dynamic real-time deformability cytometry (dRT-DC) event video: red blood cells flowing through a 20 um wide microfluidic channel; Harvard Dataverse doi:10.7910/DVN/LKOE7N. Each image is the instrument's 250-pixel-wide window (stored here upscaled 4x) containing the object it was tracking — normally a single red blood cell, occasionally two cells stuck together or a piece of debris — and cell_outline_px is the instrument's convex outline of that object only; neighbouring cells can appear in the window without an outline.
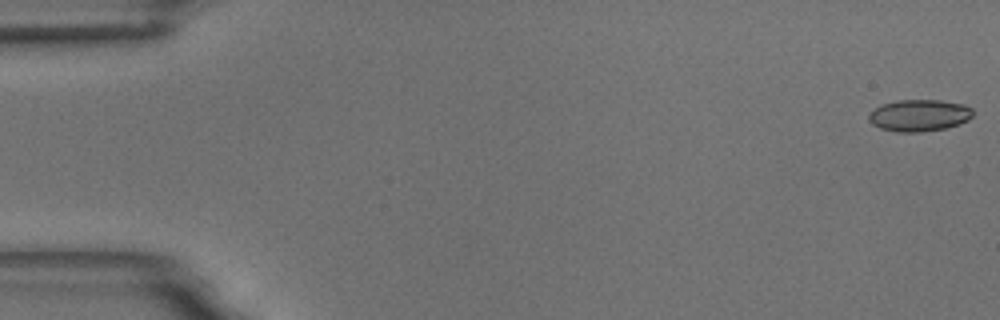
{"species": "common noctule bat (a hibernating species)", "species_latin": "Nyctalus noctula", "temperature_condition": "room temperature", "stored_images_in_passage": 59, "camera_frame_rate_fps": 3000, "um_per_image_px": 0.085, "animal": {"sex": "male", "body_mass_g": 18.8}, "frame": {"image": 1, "passage_image": 1, "time_ms": 0.0, "image_size_px": [1000, 320], "cell_outline_px": [[972, 116], [968, 120], [960, 124], [944, 128], [920, 132], [896, 132], [880, 128], [872, 124], [868, 120], [868, 116], [876, 108], [884, 104], [896, 100], [940, 100], [964, 104], [972, 108]], "centroid_in_image_um": [78.15, 9.81], "position_along_channel_um": 6.9, "area_um2": 19.25}}
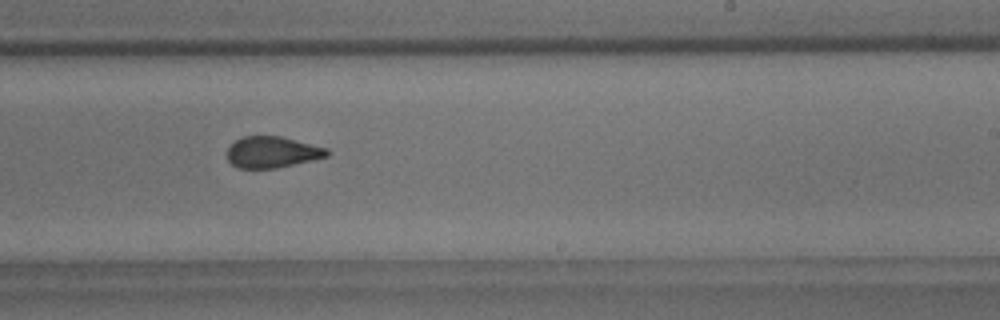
{"frame": {"image": 2, "passage_image": 36, "time_ms": 11.667, "image_size_px": [1000, 320], "cell_outline_px": [[328, 156], [312, 160], [276, 168], [236, 168], [228, 160], [228, 148], [236, 140], [244, 136], [280, 136], [328, 148]], "centroid_in_image_um": [23.13, 12.93], "position_along_channel_um": 265.9, "area_um2": 18.03}}
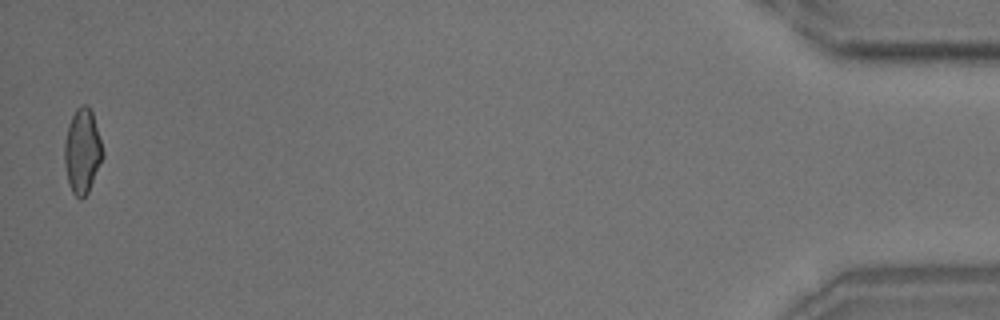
{"frame": {"image": 3, "passage_image": 58, "time_ms": 19.0, "image_size_px": [1000, 320], "cell_outline_px": [[104, 156], [88, 192], [80, 200], [72, 192], [68, 184], [64, 164], [64, 144], [68, 124], [76, 108], [80, 104], [88, 104], [92, 112], [104, 152]], "centroid_in_image_um": [6.99, 12.84], "position_along_channel_um": 428.2, "area_um2": 19.02}, "authors_computed_cell_mechanics": {"area_um2": 19.1896, "velocity_mm_per_s": 3.4643, "shape_relaxation_time_tau1_ms": 10.0583, "shape_relaxation_time_tau2_ms": 1.8191, "deformation_change_tau1": 0.1643, "deformation_change_tau2": 0.0578}}